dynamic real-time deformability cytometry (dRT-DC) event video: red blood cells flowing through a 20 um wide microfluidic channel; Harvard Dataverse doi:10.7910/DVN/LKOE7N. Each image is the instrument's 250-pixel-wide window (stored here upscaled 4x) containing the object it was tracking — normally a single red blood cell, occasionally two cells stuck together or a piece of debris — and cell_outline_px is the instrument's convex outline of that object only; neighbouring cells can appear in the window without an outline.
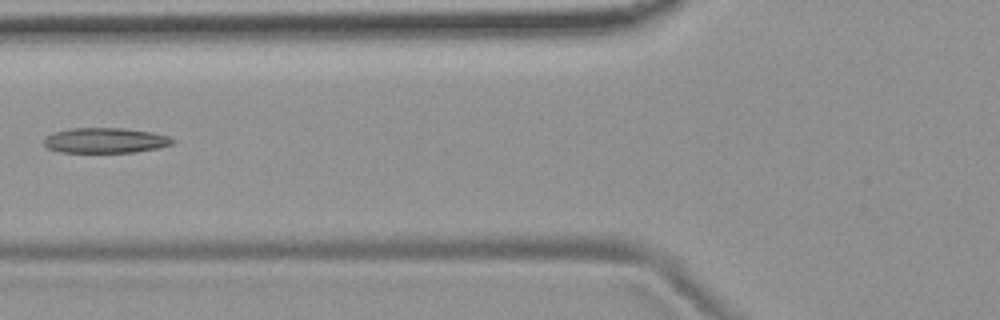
{"species": "common noctule bat (a hibernating species)", "species_latin": "Nyctalus noctula", "temperature_condition": "room temperature", "stored_images_in_passage": 6, "camera_frame_rate_fps": 3000, "um_per_image_px": 0.085, "animal": {"sex": "female", "body_mass_g": 19.9}, "frame": {"image": 1, "passage_image": 2, "time_ms": 1.333, "image_size_px": [1000, 320], "cell_outline_px": [[176, 140], [172, 144], [156, 148], [136, 152], [60, 152], [48, 148], [44, 144], [44, 140], [48, 136], [56, 132], [72, 128], [124, 128], [152, 132], [168, 136]], "centroid_in_image_um": [8.98, 11.93], "position_along_channel_um": 116.8, "area_um2": 18.73}}
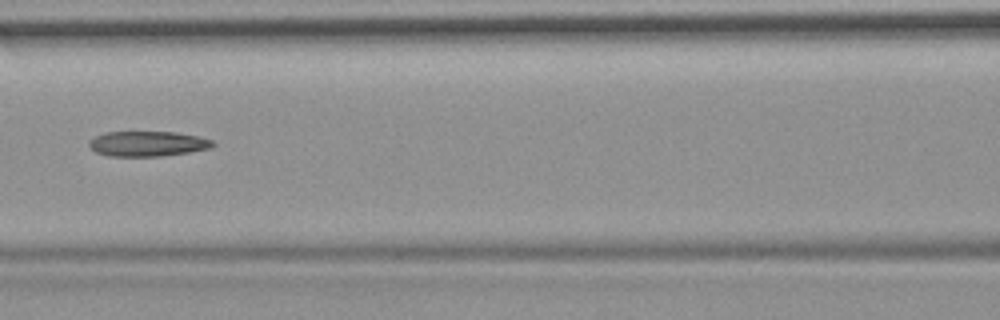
{"frame": {"image": 2, "passage_image": 3, "time_ms": 2.333, "image_size_px": [1000, 320], "cell_outline_px": [[216, 144], [212, 148], [188, 152], [160, 156], [108, 156], [96, 152], [88, 148], [88, 140], [104, 132], [176, 132], [200, 136], [212, 140]], "centroid_in_image_um": [12.53, 12.21], "position_along_channel_um": 154.1, "area_um2": 18.32}}
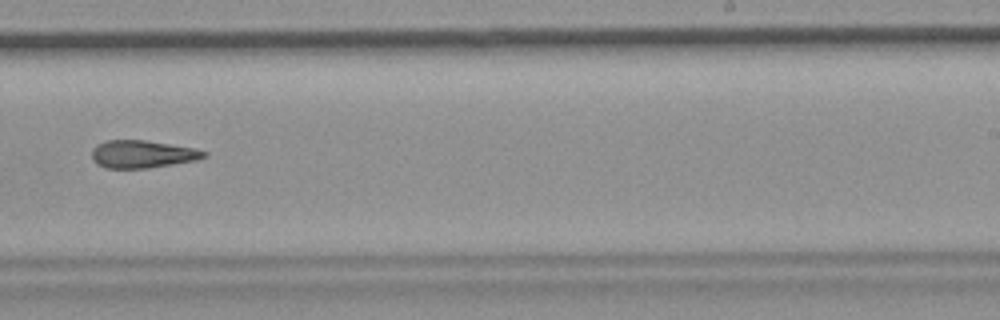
{"frame": {"image": 3, "passage_image": 6, "time_ms": 5.667, "image_size_px": [1000, 320], "cell_outline_px": [[208, 156], [196, 160], [148, 168], [104, 168], [96, 164], [92, 160], [92, 148], [96, 144], [104, 140], [144, 140], [196, 148], [208, 152]], "centroid_in_image_um": [12.08, 13.1], "position_along_channel_um": 276.9, "area_um2": 18.26}}